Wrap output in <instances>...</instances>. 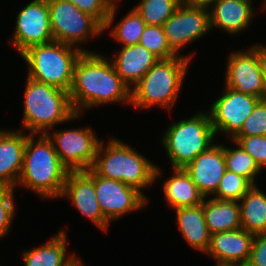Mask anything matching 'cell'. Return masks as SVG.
<instances>
[{"label":"cell","mask_w":266,"mask_h":266,"mask_svg":"<svg viewBox=\"0 0 266 266\" xmlns=\"http://www.w3.org/2000/svg\"><path fill=\"white\" fill-rule=\"evenodd\" d=\"M68 93L74 111L80 114L109 103H131V89L117 74L111 59L94 51L83 52L78 58Z\"/></svg>","instance_id":"6da1fadb"},{"label":"cell","mask_w":266,"mask_h":266,"mask_svg":"<svg viewBox=\"0 0 266 266\" xmlns=\"http://www.w3.org/2000/svg\"><path fill=\"white\" fill-rule=\"evenodd\" d=\"M26 134V146L17 186L29 189L42 199L59 198L69 170L62 164L45 134Z\"/></svg>","instance_id":"7a4b0ae2"},{"label":"cell","mask_w":266,"mask_h":266,"mask_svg":"<svg viewBox=\"0 0 266 266\" xmlns=\"http://www.w3.org/2000/svg\"><path fill=\"white\" fill-rule=\"evenodd\" d=\"M106 143L100 142L91 169L98 176L119 180L135 188L149 201L143 188L151 187L163 170L119 139L112 138Z\"/></svg>","instance_id":"3957f363"},{"label":"cell","mask_w":266,"mask_h":266,"mask_svg":"<svg viewBox=\"0 0 266 266\" xmlns=\"http://www.w3.org/2000/svg\"><path fill=\"white\" fill-rule=\"evenodd\" d=\"M26 78L22 131L38 136L57 124L81 118V114L74 111L67 91Z\"/></svg>","instance_id":"277c9868"},{"label":"cell","mask_w":266,"mask_h":266,"mask_svg":"<svg viewBox=\"0 0 266 266\" xmlns=\"http://www.w3.org/2000/svg\"><path fill=\"white\" fill-rule=\"evenodd\" d=\"M192 55L194 54L159 60L131 88L130 105L136 109L159 106L171 111L170 109L176 106L174 104L185 81L184 77L191 64Z\"/></svg>","instance_id":"5b68a950"},{"label":"cell","mask_w":266,"mask_h":266,"mask_svg":"<svg viewBox=\"0 0 266 266\" xmlns=\"http://www.w3.org/2000/svg\"><path fill=\"white\" fill-rule=\"evenodd\" d=\"M73 45L53 41L29 47L20 56L27 63V77L70 91L74 66L84 52Z\"/></svg>","instance_id":"8992f818"},{"label":"cell","mask_w":266,"mask_h":266,"mask_svg":"<svg viewBox=\"0 0 266 266\" xmlns=\"http://www.w3.org/2000/svg\"><path fill=\"white\" fill-rule=\"evenodd\" d=\"M215 136L209 113L200 110L189 119L168 126L161 144L172 163V169L185 168L195 157L216 143L213 141Z\"/></svg>","instance_id":"52a82bcc"},{"label":"cell","mask_w":266,"mask_h":266,"mask_svg":"<svg viewBox=\"0 0 266 266\" xmlns=\"http://www.w3.org/2000/svg\"><path fill=\"white\" fill-rule=\"evenodd\" d=\"M48 7L54 41L89 52L79 43L89 42L90 38H96L104 32L103 26L94 17L82 12L68 0H48Z\"/></svg>","instance_id":"ba28073f"},{"label":"cell","mask_w":266,"mask_h":266,"mask_svg":"<svg viewBox=\"0 0 266 266\" xmlns=\"http://www.w3.org/2000/svg\"><path fill=\"white\" fill-rule=\"evenodd\" d=\"M90 126L56 130L45 135L52 142L62 164L69 171H87L95 161L102 139Z\"/></svg>","instance_id":"9c48e42d"},{"label":"cell","mask_w":266,"mask_h":266,"mask_svg":"<svg viewBox=\"0 0 266 266\" xmlns=\"http://www.w3.org/2000/svg\"><path fill=\"white\" fill-rule=\"evenodd\" d=\"M162 27L169 46L179 56L182 48L210 32L208 5L184 1Z\"/></svg>","instance_id":"30bf717a"},{"label":"cell","mask_w":266,"mask_h":266,"mask_svg":"<svg viewBox=\"0 0 266 266\" xmlns=\"http://www.w3.org/2000/svg\"><path fill=\"white\" fill-rule=\"evenodd\" d=\"M222 96L210 105L209 116L215 134L233 138L242 128L261 98L244 94L224 85Z\"/></svg>","instance_id":"8fae6325"},{"label":"cell","mask_w":266,"mask_h":266,"mask_svg":"<svg viewBox=\"0 0 266 266\" xmlns=\"http://www.w3.org/2000/svg\"><path fill=\"white\" fill-rule=\"evenodd\" d=\"M263 44L252 45L247 50H237L228 56L225 84L244 94L261 98Z\"/></svg>","instance_id":"7c38bea8"},{"label":"cell","mask_w":266,"mask_h":266,"mask_svg":"<svg viewBox=\"0 0 266 266\" xmlns=\"http://www.w3.org/2000/svg\"><path fill=\"white\" fill-rule=\"evenodd\" d=\"M10 44L22 54L29 47L54 41L48 0H32L18 11Z\"/></svg>","instance_id":"4fadbf2b"},{"label":"cell","mask_w":266,"mask_h":266,"mask_svg":"<svg viewBox=\"0 0 266 266\" xmlns=\"http://www.w3.org/2000/svg\"><path fill=\"white\" fill-rule=\"evenodd\" d=\"M95 190L101 211L109 223L132 211H139L149 203L135 188L119 180L98 176L96 173Z\"/></svg>","instance_id":"5bb4252c"},{"label":"cell","mask_w":266,"mask_h":266,"mask_svg":"<svg viewBox=\"0 0 266 266\" xmlns=\"http://www.w3.org/2000/svg\"><path fill=\"white\" fill-rule=\"evenodd\" d=\"M64 197L70 198L82 216L107 233L110 225L97 201L95 172L91 168L87 171H69L61 195V198Z\"/></svg>","instance_id":"9a60e30c"},{"label":"cell","mask_w":266,"mask_h":266,"mask_svg":"<svg viewBox=\"0 0 266 266\" xmlns=\"http://www.w3.org/2000/svg\"><path fill=\"white\" fill-rule=\"evenodd\" d=\"M253 239L254 234L243 228L214 233L206 254L214 259L215 266H246Z\"/></svg>","instance_id":"2e32d148"},{"label":"cell","mask_w":266,"mask_h":266,"mask_svg":"<svg viewBox=\"0 0 266 266\" xmlns=\"http://www.w3.org/2000/svg\"><path fill=\"white\" fill-rule=\"evenodd\" d=\"M184 170L204 198L213 196L226 172L224 145L216 143L190 162ZM209 195V196H208Z\"/></svg>","instance_id":"e0dca14e"},{"label":"cell","mask_w":266,"mask_h":266,"mask_svg":"<svg viewBox=\"0 0 266 266\" xmlns=\"http://www.w3.org/2000/svg\"><path fill=\"white\" fill-rule=\"evenodd\" d=\"M251 0H214L209 5L210 27L237 35L246 30L254 19Z\"/></svg>","instance_id":"ac0fdd59"},{"label":"cell","mask_w":266,"mask_h":266,"mask_svg":"<svg viewBox=\"0 0 266 266\" xmlns=\"http://www.w3.org/2000/svg\"><path fill=\"white\" fill-rule=\"evenodd\" d=\"M26 134L0 129V188L16 189L22 169Z\"/></svg>","instance_id":"d6986e66"},{"label":"cell","mask_w":266,"mask_h":266,"mask_svg":"<svg viewBox=\"0 0 266 266\" xmlns=\"http://www.w3.org/2000/svg\"><path fill=\"white\" fill-rule=\"evenodd\" d=\"M120 48L111 61L117 74L131 89L159 59L140 44Z\"/></svg>","instance_id":"ffe728a7"},{"label":"cell","mask_w":266,"mask_h":266,"mask_svg":"<svg viewBox=\"0 0 266 266\" xmlns=\"http://www.w3.org/2000/svg\"><path fill=\"white\" fill-rule=\"evenodd\" d=\"M67 232L63 229L49 242L21 253L25 266H84L76 254L67 256Z\"/></svg>","instance_id":"44dd1931"},{"label":"cell","mask_w":266,"mask_h":266,"mask_svg":"<svg viewBox=\"0 0 266 266\" xmlns=\"http://www.w3.org/2000/svg\"><path fill=\"white\" fill-rule=\"evenodd\" d=\"M172 176L164 180L165 202L172 209L196 207L205 199L184 168H173Z\"/></svg>","instance_id":"7402d4cb"},{"label":"cell","mask_w":266,"mask_h":266,"mask_svg":"<svg viewBox=\"0 0 266 266\" xmlns=\"http://www.w3.org/2000/svg\"><path fill=\"white\" fill-rule=\"evenodd\" d=\"M175 213L182 237L193 249L205 254L211 234L205 221L203 203L196 207L175 209Z\"/></svg>","instance_id":"603a6c76"},{"label":"cell","mask_w":266,"mask_h":266,"mask_svg":"<svg viewBox=\"0 0 266 266\" xmlns=\"http://www.w3.org/2000/svg\"><path fill=\"white\" fill-rule=\"evenodd\" d=\"M205 221L210 234L242 228L238 201L205 198L203 200Z\"/></svg>","instance_id":"cb8c5ba5"},{"label":"cell","mask_w":266,"mask_h":266,"mask_svg":"<svg viewBox=\"0 0 266 266\" xmlns=\"http://www.w3.org/2000/svg\"><path fill=\"white\" fill-rule=\"evenodd\" d=\"M238 202L242 228L253 234L265 233L266 194L253 185Z\"/></svg>","instance_id":"d4e9b609"},{"label":"cell","mask_w":266,"mask_h":266,"mask_svg":"<svg viewBox=\"0 0 266 266\" xmlns=\"http://www.w3.org/2000/svg\"><path fill=\"white\" fill-rule=\"evenodd\" d=\"M133 6L147 25L163 26L184 0H140Z\"/></svg>","instance_id":"484cf974"},{"label":"cell","mask_w":266,"mask_h":266,"mask_svg":"<svg viewBox=\"0 0 266 266\" xmlns=\"http://www.w3.org/2000/svg\"><path fill=\"white\" fill-rule=\"evenodd\" d=\"M110 30V35L122 46H133L139 44L142 33L146 27L145 21L134 8L126 13Z\"/></svg>","instance_id":"4316f807"},{"label":"cell","mask_w":266,"mask_h":266,"mask_svg":"<svg viewBox=\"0 0 266 266\" xmlns=\"http://www.w3.org/2000/svg\"><path fill=\"white\" fill-rule=\"evenodd\" d=\"M232 142L237 146L236 148H229L224 145L226 170L243 176L253 185H256L255 179L262 172L261 169L245 150L234 141Z\"/></svg>","instance_id":"83f0119b"},{"label":"cell","mask_w":266,"mask_h":266,"mask_svg":"<svg viewBox=\"0 0 266 266\" xmlns=\"http://www.w3.org/2000/svg\"><path fill=\"white\" fill-rule=\"evenodd\" d=\"M72 2L79 10L90 14L102 26L103 31L112 26L115 13L117 11V4L120 0H68Z\"/></svg>","instance_id":"f1b7e54d"},{"label":"cell","mask_w":266,"mask_h":266,"mask_svg":"<svg viewBox=\"0 0 266 266\" xmlns=\"http://www.w3.org/2000/svg\"><path fill=\"white\" fill-rule=\"evenodd\" d=\"M252 186L253 184L247 178L226 170L216 193L211 198L239 201Z\"/></svg>","instance_id":"f546056e"},{"label":"cell","mask_w":266,"mask_h":266,"mask_svg":"<svg viewBox=\"0 0 266 266\" xmlns=\"http://www.w3.org/2000/svg\"><path fill=\"white\" fill-rule=\"evenodd\" d=\"M139 44L153 53L159 60L178 56L169 46L162 26L146 25Z\"/></svg>","instance_id":"4dcf8cb0"},{"label":"cell","mask_w":266,"mask_h":266,"mask_svg":"<svg viewBox=\"0 0 266 266\" xmlns=\"http://www.w3.org/2000/svg\"><path fill=\"white\" fill-rule=\"evenodd\" d=\"M231 141L245 150L259 168L264 170L266 166V135L234 136Z\"/></svg>","instance_id":"1f68e13d"},{"label":"cell","mask_w":266,"mask_h":266,"mask_svg":"<svg viewBox=\"0 0 266 266\" xmlns=\"http://www.w3.org/2000/svg\"><path fill=\"white\" fill-rule=\"evenodd\" d=\"M266 135V102L260 100L235 136Z\"/></svg>","instance_id":"d6a6232c"},{"label":"cell","mask_w":266,"mask_h":266,"mask_svg":"<svg viewBox=\"0 0 266 266\" xmlns=\"http://www.w3.org/2000/svg\"><path fill=\"white\" fill-rule=\"evenodd\" d=\"M14 189L0 188V240L7 236L15 216Z\"/></svg>","instance_id":"836d02e7"},{"label":"cell","mask_w":266,"mask_h":266,"mask_svg":"<svg viewBox=\"0 0 266 266\" xmlns=\"http://www.w3.org/2000/svg\"><path fill=\"white\" fill-rule=\"evenodd\" d=\"M246 266H266V232L254 234L250 258Z\"/></svg>","instance_id":"e575fe53"},{"label":"cell","mask_w":266,"mask_h":266,"mask_svg":"<svg viewBox=\"0 0 266 266\" xmlns=\"http://www.w3.org/2000/svg\"><path fill=\"white\" fill-rule=\"evenodd\" d=\"M262 83H263V90H262L261 100L266 102V46L265 45H263Z\"/></svg>","instance_id":"d590c367"},{"label":"cell","mask_w":266,"mask_h":266,"mask_svg":"<svg viewBox=\"0 0 266 266\" xmlns=\"http://www.w3.org/2000/svg\"><path fill=\"white\" fill-rule=\"evenodd\" d=\"M184 1L193 3V4L209 5L214 0H184Z\"/></svg>","instance_id":"8d00e7d4"},{"label":"cell","mask_w":266,"mask_h":266,"mask_svg":"<svg viewBox=\"0 0 266 266\" xmlns=\"http://www.w3.org/2000/svg\"><path fill=\"white\" fill-rule=\"evenodd\" d=\"M260 7H262V8H263V10H264V11H266V0H265V2L263 3V5H262V6H260Z\"/></svg>","instance_id":"74e56055"}]
</instances>
